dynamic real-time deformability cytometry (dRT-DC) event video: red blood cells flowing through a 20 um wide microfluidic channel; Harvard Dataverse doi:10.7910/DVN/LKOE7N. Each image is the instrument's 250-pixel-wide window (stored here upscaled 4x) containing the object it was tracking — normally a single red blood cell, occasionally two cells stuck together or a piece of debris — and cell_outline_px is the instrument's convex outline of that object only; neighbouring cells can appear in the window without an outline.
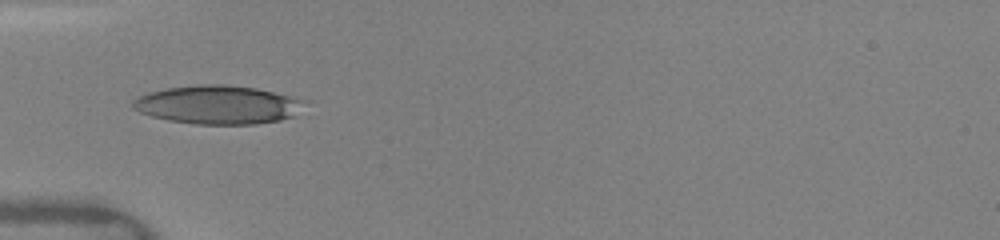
{"species": "human", "species_latin": "Homo sapiens", "temperature_condition": "warm", "stored_images_in_passage": 22, "camera_frame_rate_fps": 3000, "um_per_image_px": 0.085, "donor": {"sex": "female"}, "frame": {"image": 1, "passage_image": 1, "time_ms": 0.0, "image_size_px": [1000, 240], "cell_outline_px": [[312, 100], [292, 116], [280, 120], [256, 124], [196, 124], [168, 120], [152, 116], [140, 112], [132, 108], [132, 100], [148, 92], [164, 88], [196, 84], [224, 84], [256, 88], [296, 96]], "centroid_in_image_um": [18.58, 8.89], "position_along_channel_um": 66.4, "area_um2": 39.13}}
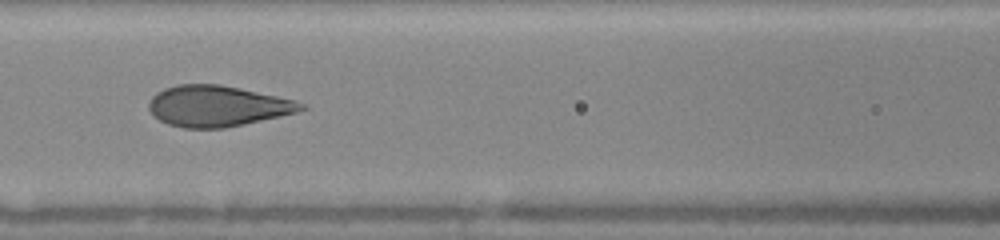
{"frame": {"image": 2, "passage_image": 14, "time_ms": 2.0, "image_size_px": [1000, 240], "cell_outline_px": [[308, 108], [296, 112], [280, 116], [244, 124], [224, 128], [184, 128], [168, 124], [160, 120], [148, 108], [148, 104], [152, 96], [156, 92], [164, 88], [176, 84], [220, 84], [240, 88], [296, 100], [304, 104]], "centroid_in_image_um": [18.47, 9.01], "position_along_channel_um": 148.1, "area_um2": 36.24}}
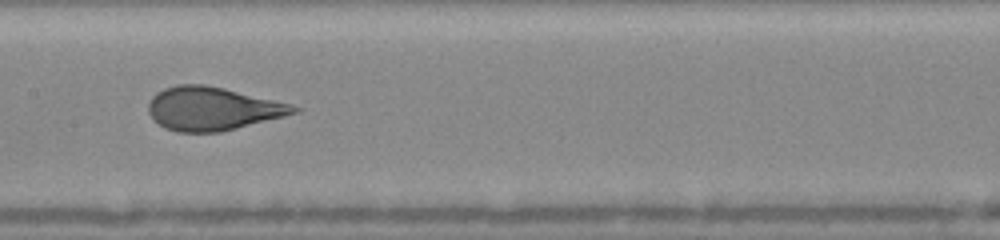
{"frame": {"image": 3, "passage_image": 21, "time_ms": 3.0, "image_size_px": [1000, 240], "cell_outline_px": [[304, 108], [300, 112], [220, 132], [176, 132], [164, 128], [148, 112], [148, 100], [156, 92], [164, 88], [176, 84], [204, 84], [224, 88]], "centroid_in_image_um": [18.02, 9.23], "position_along_channel_um": 189.4, "area_um2": 36.53}}